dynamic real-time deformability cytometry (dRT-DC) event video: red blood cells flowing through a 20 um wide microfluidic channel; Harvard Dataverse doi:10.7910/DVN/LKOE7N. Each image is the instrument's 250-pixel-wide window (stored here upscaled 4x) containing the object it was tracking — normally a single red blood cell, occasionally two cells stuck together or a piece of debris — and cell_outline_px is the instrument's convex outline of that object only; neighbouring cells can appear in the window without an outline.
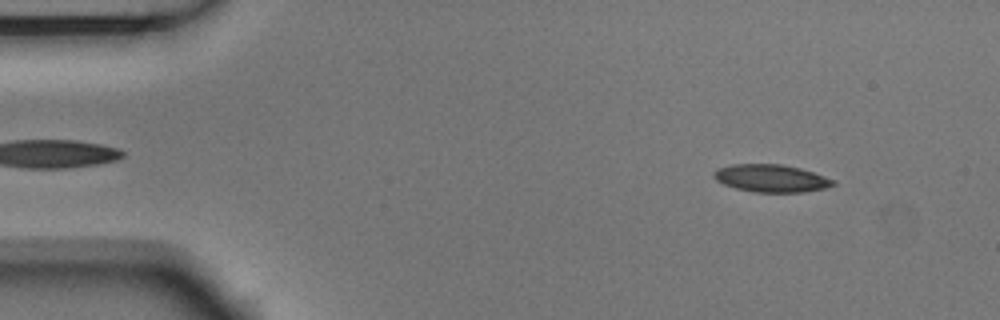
{"species": "Egyptian fruit bat (a non-hibernating species)", "species_latin": "Rousettus aegyptiacus", "temperature_condition": "room temperature", "stored_images_in_passage": 53, "camera_frame_rate_fps": 3000, "um_per_image_px": 0.085, "animal": {"sex": "male"}, "frame": {"image": 1, "passage_image": 5, "time_ms": 1.333, "image_size_px": [1000, 320], "cell_outline_px": [[836, 184], [824, 188], [804, 192], [752, 192], [736, 188], [724, 184], [716, 180], [712, 176], [712, 172], [716, 168], [732, 164], [780, 164], [800, 168], [824, 176], [832, 180]], "centroid_in_image_um": [65.48, 15.15], "position_along_channel_um": 19.5, "area_um2": 19.13}}
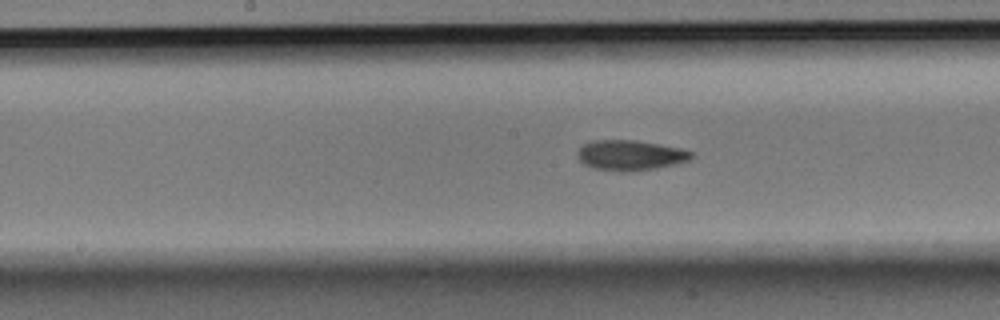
{"frame": {"image": 2, "passage_image": 26, "time_ms": 8.333, "image_size_px": [1000, 320], "cell_outline_px": [[696, 156], [688, 160], [676, 164], [656, 168], [628, 172], [620, 172], [592, 168], [584, 164], [580, 160], [580, 148], [584, 144], [592, 140], [636, 140], [680, 148], [692, 152]], "centroid_in_image_um": [53.61, 13.2], "position_along_channel_um": 194.6, "area_um2": 20.0}}
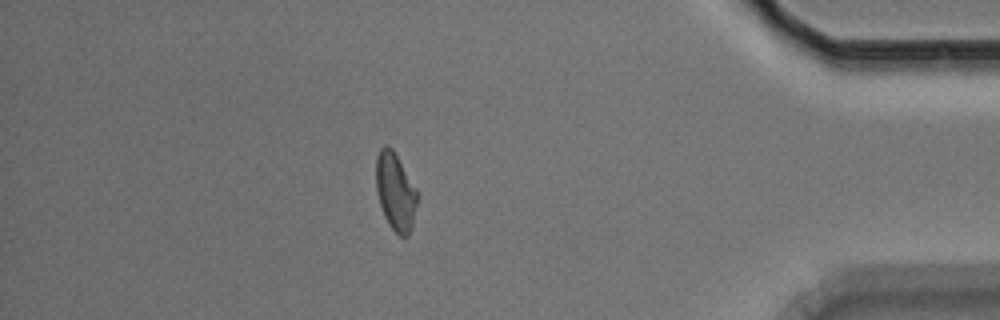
{"frame": {"image": 3, "passage_image": 46, "time_ms": 15.0, "image_size_px": [1000, 320], "cell_outline_px": [[416, 204], [412, 228], [408, 236], [400, 236], [388, 224], [384, 216], [376, 192], [376, 156], [380, 148], [384, 144], [388, 144], [392, 148], [416, 188]], "centroid_in_image_um": [33.58, 16.27], "position_along_channel_um": 401.6, "area_um2": 18.55}, "authors_computed_cell_mechanics": {"area_um2": 19.2474, "velocity_mm_per_s": 3.7146, "shape_relaxation_time_tau1_ms": 3.0959, "shape_relaxation_time_tau2_ms": 3.0963, "deformation_change_tau1": 0.1219, "deformation_change_tau2": 0.0923}}